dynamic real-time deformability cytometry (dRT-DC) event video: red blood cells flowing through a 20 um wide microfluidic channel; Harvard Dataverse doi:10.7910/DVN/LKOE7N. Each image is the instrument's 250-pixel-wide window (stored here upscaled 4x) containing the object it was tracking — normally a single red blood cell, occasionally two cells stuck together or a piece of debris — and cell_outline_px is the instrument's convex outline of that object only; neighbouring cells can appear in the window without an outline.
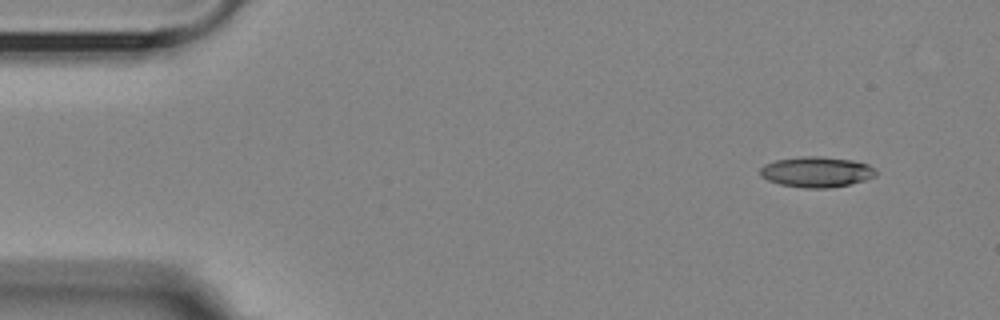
{"species": "Egyptian fruit bat (a non-hibernating species)", "species_latin": "Rousettus aegyptiacus", "temperature_condition": "room temperature", "stored_images_in_passage": 5, "segment_of_instrument_passage": [1, 2], "camera_frame_rate_fps": 3000, "um_per_image_px": 0.085, "animal": {"sex": "female"}, "frame": {"image": 1, "passage_image": 1, "time_ms": 0.0, "image_size_px": [1000, 320], "cell_outline_px": [[876, 176], [864, 180], [848, 184], [828, 188], [804, 188], [780, 184], [768, 180], [760, 176], [760, 168], [764, 164], [776, 160], [800, 156], [820, 156], [852, 160], [868, 164], [876, 172]], "centroid_in_image_um": [69.37, 14.61], "position_along_channel_um": 15.6, "area_um2": 20.52}}
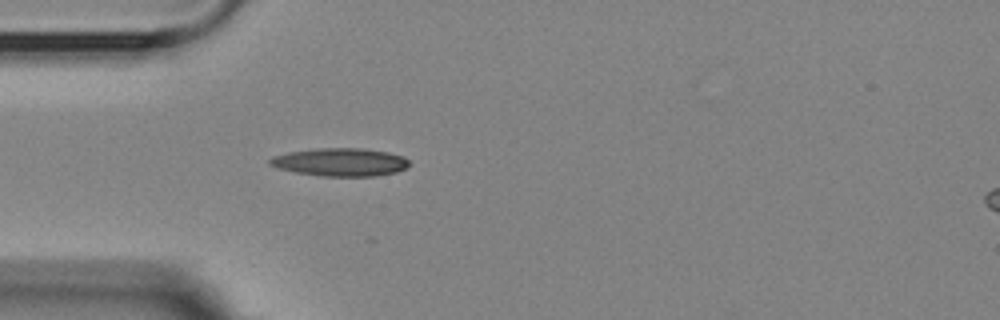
{"frame": {"image": 2, "passage_image": 4, "time_ms": 3.667, "image_size_px": [1000, 320], "cell_outline_px": [[408, 164], [404, 168], [396, 172], [376, 176], [320, 176], [296, 172], [276, 168], [268, 164], [268, 160], [272, 156], [288, 152], [316, 148], [364, 148], [388, 152], [404, 156], [408, 160]], "centroid_in_image_um": [28.89, 13.77], "position_along_channel_um": 56.1, "area_um2": 22.89}}